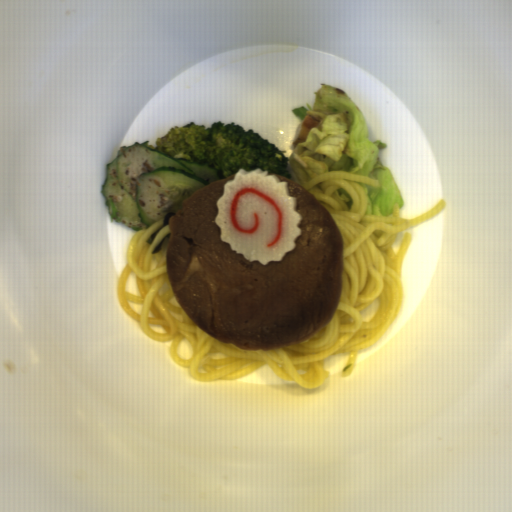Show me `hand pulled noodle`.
<instances>
[{
  "label": "hand pulled noodle",
  "mask_w": 512,
  "mask_h": 512,
  "mask_svg": "<svg viewBox=\"0 0 512 512\" xmlns=\"http://www.w3.org/2000/svg\"><path fill=\"white\" fill-rule=\"evenodd\" d=\"M358 183L381 187L378 179L335 169L299 184L329 211L343 238L341 299L332 320L315 335L295 345L252 351L207 334L174 294L167 262L171 231L164 217L130 239L118 279L119 306L149 339L171 341L174 362L198 382L242 379L267 365L282 380L313 390L330 377L325 362L336 354H349L342 377L350 376L358 351L375 345L400 314L402 266L413 238L405 231L439 215L448 203L442 198L411 219H401L397 202L389 216L365 215L368 197Z\"/></svg>",
  "instance_id": "1"
}]
</instances>
